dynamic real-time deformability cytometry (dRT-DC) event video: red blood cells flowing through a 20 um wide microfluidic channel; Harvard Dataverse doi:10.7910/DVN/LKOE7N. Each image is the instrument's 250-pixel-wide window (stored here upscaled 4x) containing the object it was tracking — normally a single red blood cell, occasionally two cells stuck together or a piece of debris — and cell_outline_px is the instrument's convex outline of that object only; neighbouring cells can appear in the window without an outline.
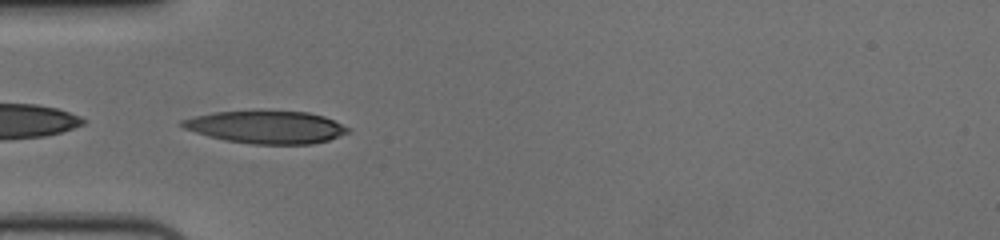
{"species": "human", "species_latin": "Homo sapiens", "temperature_condition": "cold", "stored_images_in_passage": 39, "camera_frame_rate_fps": 3000, "um_per_image_px": 0.085, "donor": {"sex": "female"}, "frame": {"image": 1, "passage_image": 1, "time_ms": 0.0, "image_size_px": [1000, 240], "cell_outline_px": [[348, 132], [328, 140], [312, 144], [252, 144], [224, 140], [208, 136], [184, 128], [180, 124], [180, 120], [212, 112], [252, 108], [260, 108], [308, 112], [324, 116], [348, 128]], "centroid_in_image_um": [22.57, 10.75], "position_along_channel_um": 62.4, "area_um2": 32.37}}
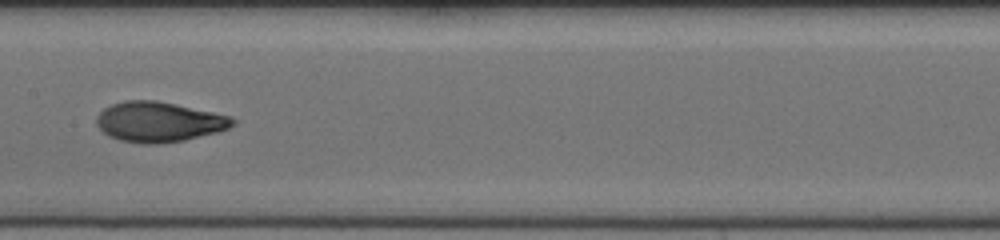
{"frame": {"image": 2, "passage_image": 12, "time_ms": 3.667, "image_size_px": [1000, 240], "cell_outline_px": [[236, 124], [228, 128], [216, 132], [184, 140], [160, 144], [140, 144], [120, 140], [108, 136], [96, 124], [96, 116], [104, 108], [112, 104], [124, 100], [156, 100], [176, 104], [232, 116], [236, 120]], "centroid_in_image_um": [13.5, 10.36], "position_along_channel_um": 193.9, "area_um2": 31.96}}
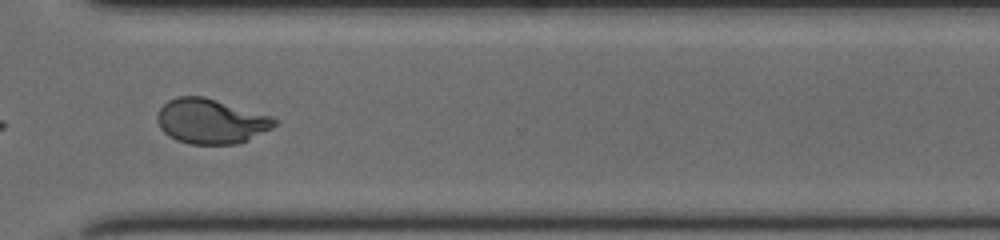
{"frame": {"image": 3, "passage_image": 25, "time_ms": 8.0, "image_size_px": [1000, 240], "cell_outline_px": [[276, 124], [272, 128], [248, 140], [236, 144], [188, 144], [176, 140], [168, 136], [160, 128], [156, 120], [156, 116], [160, 108], [168, 100], [176, 96], [204, 96], [272, 116], [276, 120]], "centroid_in_image_um": [17.9, 10.3], "position_along_channel_um": 352.7, "area_um2": 30.81}, "authors_computed_cell_mechanics": {"area_um2": 31.2698, "velocity_mm_per_s": 3.6565, "shape_relaxation_time_tau1_ms": 6.257, "shape_relaxation_time_tau2_ms": 1.5297, "deformation_change_tau1": 0.2528, "deformation_change_tau2": 0.0529}}